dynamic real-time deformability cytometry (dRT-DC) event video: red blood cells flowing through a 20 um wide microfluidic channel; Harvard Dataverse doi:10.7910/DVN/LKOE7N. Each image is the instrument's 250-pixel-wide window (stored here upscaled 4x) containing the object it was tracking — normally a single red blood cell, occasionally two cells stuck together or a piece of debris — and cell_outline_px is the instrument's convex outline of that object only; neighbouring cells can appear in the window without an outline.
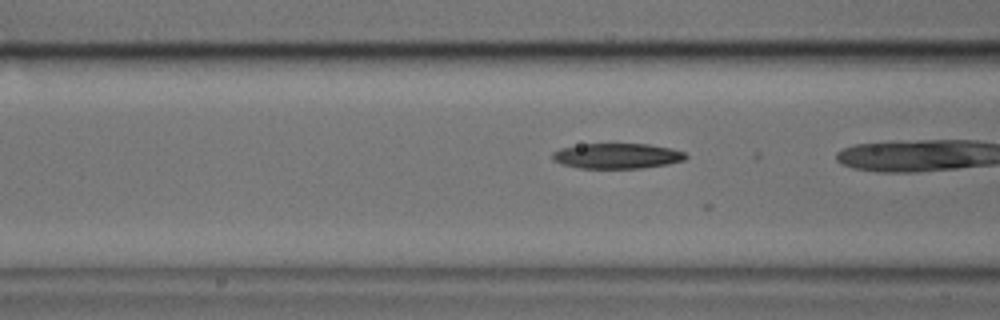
{"species": "common noctule bat (a hibernating species)", "species_latin": "Nyctalus noctula", "temperature_condition": "cold", "stored_images_in_passage": 23, "camera_frame_rate_fps": 3000, "um_per_image_px": 0.085, "animal": {"sex": "male", "body_mass_g": 17.9, "forearm_length_mm": 54.2}, "frame": {"image": 1, "passage_image": 17, "time_ms": 5.333, "image_size_px": [1000, 320], "cell_outline_px": [[688, 156], [684, 160], [668, 164], [640, 168], [580, 168], [560, 164], [552, 160], [552, 152], [560, 148], [580, 144], [648, 144], [672, 148], [684, 152]], "centroid_in_image_um": [52.43, 13.25], "position_along_channel_um": 114.2, "area_um2": 19.77}}